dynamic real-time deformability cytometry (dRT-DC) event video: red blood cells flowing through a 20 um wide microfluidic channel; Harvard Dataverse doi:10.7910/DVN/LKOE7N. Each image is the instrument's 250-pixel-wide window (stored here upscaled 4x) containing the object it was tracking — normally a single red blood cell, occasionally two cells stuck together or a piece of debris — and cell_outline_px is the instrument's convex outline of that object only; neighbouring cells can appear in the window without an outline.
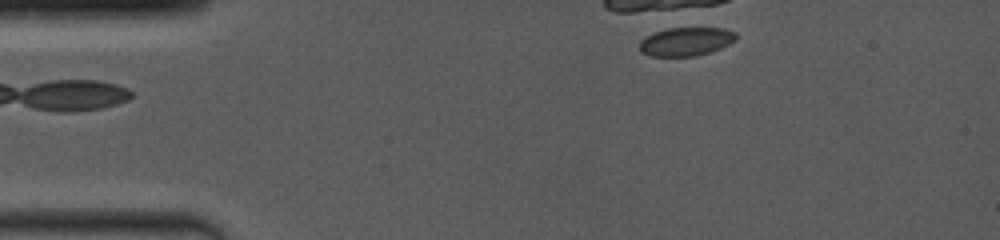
{"species": "common noctule bat (a hibernating species)", "species_latin": "Nyctalus noctula", "temperature_condition": "room temperature", "stored_images_in_passage": 1, "camera_frame_rate_fps": 4000, "um_per_image_px": 0.085, "animal": {"sex": "female", "body_mass_g": 19.0, "forearm_length_mm": 53.3}, "frame": {"image": 1, "passage_image": 1, "time_ms": 0.0, "image_size_px": [1000, 240], "cell_outline_px": [[736, 40], [712, 52], [696, 56], [652, 56], [640, 52], [640, 40], [652, 32], [676, 24], [724, 28], [736, 32]], "centroid_in_image_um": [58.3, 3.46], "position_along_channel_um": 26.7, "area_um2": 17.11}}